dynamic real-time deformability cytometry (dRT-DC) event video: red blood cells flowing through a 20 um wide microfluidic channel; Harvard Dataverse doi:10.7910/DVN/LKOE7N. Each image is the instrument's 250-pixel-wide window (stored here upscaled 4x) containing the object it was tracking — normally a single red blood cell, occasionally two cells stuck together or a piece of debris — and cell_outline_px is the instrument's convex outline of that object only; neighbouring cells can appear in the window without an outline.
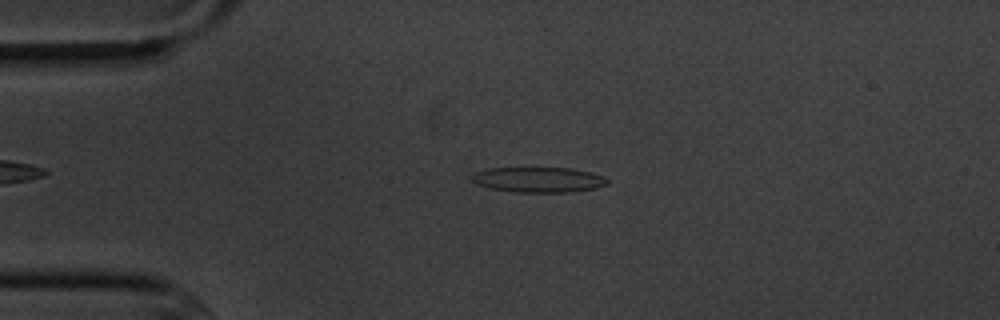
{"species": "common noctule bat (a hibernating species)", "species_latin": "Nyctalus noctula", "temperature_condition": "cold", "stored_images_in_passage": 4, "camera_frame_rate_fps": 3000, "um_per_image_px": 0.085, "animal": {"sex": "male", "body_mass_g": 20.1, "forearm_length_mm": 53.5}, "frame": {"image": 1, "passage_image": 4, "time_ms": 3.333, "image_size_px": [1000, 320], "cell_outline_px": [[608, 184], [592, 188], [568, 192], [516, 192], [492, 188], [476, 184], [468, 180], [468, 176], [472, 172], [488, 168], [572, 168], [592, 172], [608, 180]], "centroid_in_image_um": [45.66, 15.26], "position_along_channel_um": 39.3, "area_um2": 20.0}}